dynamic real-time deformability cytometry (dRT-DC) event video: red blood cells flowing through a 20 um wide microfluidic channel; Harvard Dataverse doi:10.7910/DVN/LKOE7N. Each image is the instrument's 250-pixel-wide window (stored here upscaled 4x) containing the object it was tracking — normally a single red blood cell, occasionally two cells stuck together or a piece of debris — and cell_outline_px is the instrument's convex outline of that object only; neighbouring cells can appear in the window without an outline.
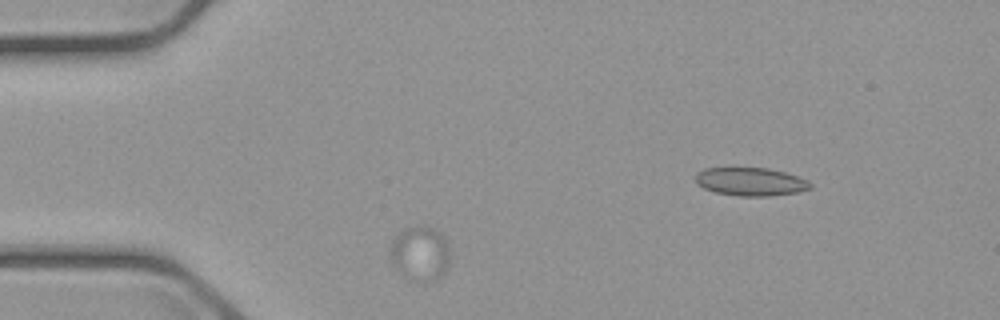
{"species": "common noctule bat (a hibernating species)", "species_latin": "Nyctalus noctula", "temperature_condition": "cold", "stored_images_in_passage": 25, "camera_frame_rate_fps": 3000, "um_per_image_px": 0.085, "animal": {"sex": "male", "body_mass_g": 23.1, "forearm_length_mm": 52.7}, "frame": {"image": 1, "passage_image": 3, "time_ms": 2.333, "image_size_px": [1000, 320], "cell_outline_px": [[448, 268], [436, 280], [416, 280], [404, 276], [388, 260], [388, 252], [392, 240], [404, 228], [416, 224], [424, 224], [436, 228], [448, 240]], "centroid_in_image_um": [35.68, 21.47], "position_along_channel_um": 49.3, "area_um2": 19.48}}
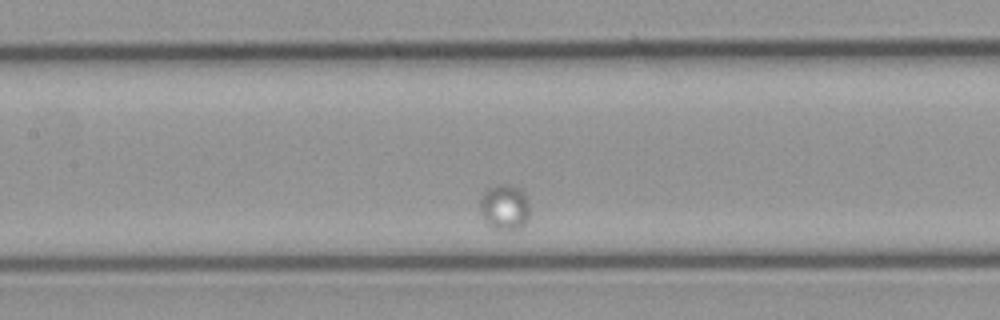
{"frame": {"image": 2, "passage_image": 12, "time_ms": 15.333, "image_size_px": [1000, 320], "cell_outline_px": [[528, 224], [524, 228], [512, 232], [508, 232], [492, 228], [484, 224], [480, 216], [480, 196], [484, 188], [496, 184], [508, 184], [520, 188], [528, 196]], "centroid_in_image_um": [42.87, 17.65], "position_along_channel_um": 164.5, "area_um2": 14.33}}
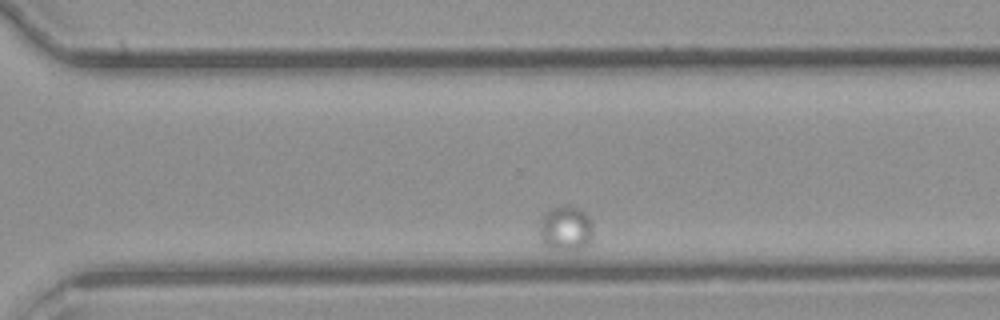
{"frame": {"image": 3, "passage_image": 22, "time_ms": 28.0, "image_size_px": [1000, 320], "cell_outline_px": [[592, 244], [584, 248], [568, 252], [552, 248], [544, 244], [540, 240], [540, 220], [544, 212], [560, 204], [568, 204], [580, 208], [588, 216], [592, 224]], "centroid_in_image_um": [48.11, 19.41], "position_along_channel_um": 322.5, "area_um2": 14.68}}